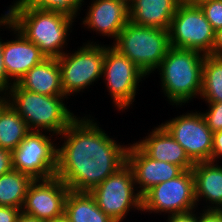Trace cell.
I'll use <instances>...</instances> for the list:
<instances>
[{
  "instance_id": "6da1fadb",
  "label": "cell",
  "mask_w": 222,
  "mask_h": 222,
  "mask_svg": "<svg viewBox=\"0 0 222 222\" xmlns=\"http://www.w3.org/2000/svg\"><path fill=\"white\" fill-rule=\"evenodd\" d=\"M55 176L74 192H91L126 163L128 146L117 144L91 118H76L61 134Z\"/></svg>"
},
{
  "instance_id": "7a4b0ae2",
  "label": "cell",
  "mask_w": 222,
  "mask_h": 222,
  "mask_svg": "<svg viewBox=\"0 0 222 222\" xmlns=\"http://www.w3.org/2000/svg\"><path fill=\"white\" fill-rule=\"evenodd\" d=\"M10 6L4 14L47 58H58L65 53L63 48L74 18L64 13L39 10L28 5Z\"/></svg>"
},
{
  "instance_id": "3957f363",
  "label": "cell",
  "mask_w": 222,
  "mask_h": 222,
  "mask_svg": "<svg viewBox=\"0 0 222 222\" xmlns=\"http://www.w3.org/2000/svg\"><path fill=\"white\" fill-rule=\"evenodd\" d=\"M205 54L170 46L158 66L165 96L177 106L201 94Z\"/></svg>"
},
{
  "instance_id": "277c9868",
  "label": "cell",
  "mask_w": 222,
  "mask_h": 222,
  "mask_svg": "<svg viewBox=\"0 0 222 222\" xmlns=\"http://www.w3.org/2000/svg\"><path fill=\"white\" fill-rule=\"evenodd\" d=\"M6 95L9 104L25 120L31 131L47 130L60 135L77 118L63 103L65 95H42L22 89L17 83Z\"/></svg>"
},
{
  "instance_id": "5b68a950",
  "label": "cell",
  "mask_w": 222,
  "mask_h": 222,
  "mask_svg": "<svg viewBox=\"0 0 222 222\" xmlns=\"http://www.w3.org/2000/svg\"><path fill=\"white\" fill-rule=\"evenodd\" d=\"M112 45L145 75L155 71L170 48L169 31L128 22Z\"/></svg>"
},
{
  "instance_id": "8992f818",
  "label": "cell",
  "mask_w": 222,
  "mask_h": 222,
  "mask_svg": "<svg viewBox=\"0 0 222 222\" xmlns=\"http://www.w3.org/2000/svg\"><path fill=\"white\" fill-rule=\"evenodd\" d=\"M132 168L127 162L91 192L98 207L115 222H122L130 209L142 211V196L135 193Z\"/></svg>"
},
{
  "instance_id": "52a82bcc",
  "label": "cell",
  "mask_w": 222,
  "mask_h": 222,
  "mask_svg": "<svg viewBox=\"0 0 222 222\" xmlns=\"http://www.w3.org/2000/svg\"><path fill=\"white\" fill-rule=\"evenodd\" d=\"M168 31L170 46L212 53L216 32L199 5L180 3Z\"/></svg>"
},
{
  "instance_id": "ba28073f",
  "label": "cell",
  "mask_w": 222,
  "mask_h": 222,
  "mask_svg": "<svg viewBox=\"0 0 222 222\" xmlns=\"http://www.w3.org/2000/svg\"><path fill=\"white\" fill-rule=\"evenodd\" d=\"M105 45L86 43L73 54L64 53L57 58L64 95L79 93L102 77Z\"/></svg>"
},
{
  "instance_id": "9c48e42d",
  "label": "cell",
  "mask_w": 222,
  "mask_h": 222,
  "mask_svg": "<svg viewBox=\"0 0 222 222\" xmlns=\"http://www.w3.org/2000/svg\"><path fill=\"white\" fill-rule=\"evenodd\" d=\"M195 187L193 171L184 170L177 177L153 186L142 196V211L186 213L195 210Z\"/></svg>"
},
{
  "instance_id": "30bf717a",
  "label": "cell",
  "mask_w": 222,
  "mask_h": 222,
  "mask_svg": "<svg viewBox=\"0 0 222 222\" xmlns=\"http://www.w3.org/2000/svg\"><path fill=\"white\" fill-rule=\"evenodd\" d=\"M42 131H30L20 145L12 151L14 170L30 175L35 179H48L55 176L57 167V147Z\"/></svg>"
},
{
  "instance_id": "8fae6325",
  "label": "cell",
  "mask_w": 222,
  "mask_h": 222,
  "mask_svg": "<svg viewBox=\"0 0 222 222\" xmlns=\"http://www.w3.org/2000/svg\"><path fill=\"white\" fill-rule=\"evenodd\" d=\"M102 75L115 107L121 111L134 102L137 85L146 75L113 46H105Z\"/></svg>"
},
{
  "instance_id": "7c38bea8",
  "label": "cell",
  "mask_w": 222,
  "mask_h": 222,
  "mask_svg": "<svg viewBox=\"0 0 222 222\" xmlns=\"http://www.w3.org/2000/svg\"><path fill=\"white\" fill-rule=\"evenodd\" d=\"M161 125L184 148L193 163L211 162L213 132L202 113L182 114Z\"/></svg>"
},
{
  "instance_id": "4fadbf2b",
  "label": "cell",
  "mask_w": 222,
  "mask_h": 222,
  "mask_svg": "<svg viewBox=\"0 0 222 222\" xmlns=\"http://www.w3.org/2000/svg\"><path fill=\"white\" fill-rule=\"evenodd\" d=\"M70 189L58 177L35 179L29 186L21 210L44 222L62 217Z\"/></svg>"
},
{
  "instance_id": "5bb4252c",
  "label": "cell",
  "mask_w": 222,
  "mask_h": 222,
  "mask_svg": "<svg viewBox=\"0 0 222 222\" xmlns=\"http://www.w3.org/2000/svg\"><path fill=\"white\" fill-rule=\"evenodd\" d=\"M2 25L11 28L16 34L15 40L4 42L3 57L7 74L17 83L32 67L43 62L47 57L33 42L29 41L5 14Z\"/></svg>"
},
{
  "instance_id": "9a60e30c",
  "label": "cell",
  "mask_w": 222,
  "mask_h": 222,
  "mask_svg": "<svg viewBox=\"0 0 222 222\" xmlns=\"http://www.w3.org/2000/svg\"><path fill=\"white\" fill-rule=\"evenodd\" d=\"M126 162L134 173L137 192L143 196L153 186L168 181L180 175L184 170L177 165L156 161L148 157L134 142L128 146Z\"/></svg>"
},
{
  "instance_id": "2e32d148",
  "label": "cell",
  "mask_w": 222,
  "mask_h": 222,
  "mask_svg": "<svg viewBox=\"0 0 222 222\" xmlns=\"http://www.w3.org/2000/svg\"><path fill=\"white\" fill-rule=\"evenodd\" d=\"M86 14L84 26L115 40L129 22V6L120 0H95Z\"/></svg>"
},
{
  "instance_id": "e0dca14e",
  "label": "cell",
  "mask_w": 222,
  "mask_h": 222,
  "mask_svg": "<svg viewBox=\"0 0 222 222\" xmlns=\"http://www.w3.org/2000/svg\"><path fill=\"white\" fill-rule=\"evenodd\" d=\"M145 139L135 144L150 158L156 161L168 162L190 170L194 163L186 154L184 148L162 126L158 125Z\"/></svg>"
},
{
  "instance_id": "ac0fdd59",
  "label": "cell",
  "mask_w": 222,
  "mask_h": 222,
  "mask_svg": "<svg viewBox=\"0 0 222 222\" xmlns=\"http://www.w3.org/2000/svg\"><path fill=\"white\" fill-rule=\"evenodd\" d=\"M180 0H133L129 4V21L140 26L169 30Z\"/></svg>"
},
{
  "instance_id": "d6986e66",
  "label": "cell",
  "mask_w": 222,
  "mask_h": 222,
  "mask_svg": "<svg viewBox=\"0 0 222 222\" xmlns=\"http://www.w3.org/2000/svg\"><path fill=\"white\" fill-rule=\"evenodd\" d=\"M17 84L22 89L42 95H64L57 58H46L32 67Z\"/></svg>"
},
{
  "instance_id": "ffe728a7",
  "label": "cell",
  "mask_w": 222,
  "mask_h": 222,
  "mask_svg": "<svg viewBox=\"0 0 222 222\" xmlns=\"http://www.w3.org/2000/svg\"><path fill=\"white\" fill-rule=\"evenodd\" d=\"M192 171L196 202L203 197L215 205H209L207 209L222 210V167L210 161L199 162L194 163Z\"/></svg>"
},
{
  "instance_id": "44dd1931",
  "label": "cell",
  "mask_w": 222,
  "mask_h": 222,
  "mask_svg": "<svg viewBox=\"0 0 222 222\" xmlns=\"http://www.w3.org/2000/svg\"><path fill=\"white\" fill-rule=\"evenodd\" d=\"M64 215L70 222H115L98 207L89 192L69 191Z\"/></svg>"
},
{
  "instance_id": "7402d4cb",
  "label": "cell",
  "mask_w": 222,
  "mask_h": 222,
  "mask_svg": "<svg viewBox=\"0 0 222 222\" xmlns=\"http://www.w3.org/2000/svg\"><path fill=\"white\" fill-rule=\"evenodd\" d=\"M34 179L12 169L0 176V206L22 209L28 188Z\"/></svg>"
},
{
  "instance_id": "603a6c76",
  "label": "cell",
  "mask_w": 222,
  "mask_h": 222,
  "mask_svg": "<svg viewBox=\"0 0 222 222\" xmlns=\"http://www.w3.org/2000/svg\"><path fill=\"white\" fill-rule=\"evenodd\" d=\"M31 130L9 104L0 115V148L15 150Z\"/></svg>"
},
{
  "instance_id": "cb8c5ba5",
  "label": "cell",
  "mask_w": 222,
  "mask_h": 222,
  "mask_svg": "<svg viewBox=\"0 0 222 222\" xmlns=\"http://www.w3.org/2000/svg\"><path fill=\"white\" fill-rule=\"evenodd\" d=\"M200 97L206 102H222V57L205 56Z\"/></svg>"
},
{
  "instance_id": "d4e9b609",
  "label": "cell",
  "mask_w": 222,
  "mask_h": 222,
  "mask_svg": "<svg viewBox=\"0 0 222 222\" xmlns=\"http://www.w3.org/2000/svg\"><path fill=\"white\" fill-rule=\"evenodd\" d=\"M82 2L84 0H17L13 5H28L39 10L60 12L75 18Z\"/></svg>"
},
{
  "instance_id": "484cf974",
  "label": "cell",
  "mask_w": 222,
  "mask_h": 222,
  "mask_svg": "<svg viewBox=\"0 0 222 222\" xmlns=\"http://www.w3.org/2000/svg\"><path fill=\"white\" fill-rule=\"evenodd\" d=\"M199 7L215 32L222 29V0H206Z\"/></svg>"
},
{
  "instance_id": "4316f807",
  "label": "cell",
  "mask_w": 222,
  "mask_h": 222,
  "mask_svg": "<svg viewBox=\"0 0 222 222\" xmlns=\"http://www.w3.org/2000/svg\"><path fill=\"white\" fill-rule=\"evenodd\" d=\"M209 110L202 113L212 132L222 130V102H207Z\"/></svg>"
},
{
  "instance_id": "83f0119b",
  "label": "cell",
  "mask_w": 222,
  "mask_h": 222,
  "mask_svg": "<svg viewBox=\"0 0 222 222\" xmlns=\"http://www.w3.org/2000/svg\"><path fill=\"white\" fill-rule=\"evenodd\" d=\"M0 25H2V16L0 17ZM1 40L2 39H0V95L4 94L6 96V93L9 92V90L11 89V87L15 83L12 82V80H10V78L7 74V70H6V67H5V64H4V57H3L4 42H2ZM4 91H5V93H4Z\"/></svg>"
},
{
  "instance_id": "f1b7e54d",
  "label": "cell",
  "mask_w": 222,
  "mask_h": 222,
  "mask_svg": "<svg viewBox=\"0 0 222 222\" xmlns=\"http://www.w3.org/2000/svg\"><path fill=\"white\" fill-rule=\"evenodd\" d=\"M12 169V151L0 148V176L10 172Z\"/></svg>"
},
{
  "instance_id": "f546056e",
  "label": "cell",
  "mask_w": 222,
  "mask_h": 222,
  "mask_svg": "<svg viewBox=\"0 0 222 222\" xmlns=\"http://www.w3.org/2000/svg\"><path fill=\"white\" fill-rule=\"evenodd\" d=\"M22 209L0 206V222H17Z\"/></svg>"
},
{
  "instance_id": "4dcf8cb0",
  "label": "cell",
  "mask_w": 222,
  "mask_h": 222,
  "mask_svg": "<svg viewBox=\"0 0 222 222\" xmlns=\"http://www.w3.org/2000/svg\"><path fill=\"white\" fill-rule=\"evenodd\" d=\"M222 156V130L213 132V148L211 154V162L217 161L216 159Z\"/></svg>"
},
{
  "instance_id": "1f68e13d",
  "label": "cell",
  "mask_w": 222,
  "mask_h": 222,
  "mask_svg": "<svg viewBox=\"0 0 222 222\" xmlns=\"http://www.w3.org/2000/svg\"><path fill=\"white\" fill-rule=\"evenodd\" d=\"M198 222H222V210L206 209L198 217Z\"/></svg>"
},
{
  "instance_id": "d6a6232c",
  "label": "cell",
  "mask_w": 222,
  "mask_h": 222,
  "mask_svg": "<svg viewBox=\"0 0 222 222\" xmlns=\"http://www.w3.org/2000/svg\"><path fill=\"white\" fill-rule=\"evenodd\" d=\"M195 210L186 212L168 215V222H198V216L194 214Z\"/></svg>"
},
{
  "instance_id": "836d02e7",
  "label": "cell",
  "mask_w": 222,
  "mask_h": 222,
  "mask_svg": "<svg viewBox=\"0 0 222 222\" xmlns=\"http://www.w3.org/2000/svg\"><path fill=\"white\" fill-rule=\"evenodd\" d=\"M210 55L222 57V29L215 33V43Z\"/></svg>"
},
{
  "instance_id": "e575fe53",
  "label": "cell",
  "mask_w": 222,
  "mask_h": 222,
  "mask_svg": "<svg viewBox=\"0 0 222 222\" xmlns=\"http://www.w3.org/2000/svg\"><path fill=\"white\" fill-rule=\"evenodd\" d=\"M17 222H44L43 220H39L36 217L30 216L25 214L21 211L20 215L18 216Z\"/></svg>"
},
{
  "instance_id": "d590c367",
  "label": "cell",
  "mask_w": 222,
  "mask_h": 222,
  "mask_svg": "<svg viewBox=\"0 0 222 222\" xmlns=\"http://www.w3.org/2000/svg\"><path fill=\"white\" fill-rule=\"evenodd\" d=\"M9 105L8 95L5 97L4 95L0 96V115L1 112Z\"/></svg>"
},
{
  "instance_id": "8d00e7d4",
  "label": "cell",
  "mask_w": 222,
  "mask_h": 222,
  "mask_svg": "<svg viewBox=\"0 0 222 222\" xmlns=\"http://www.w3.org/2000/svg\"><path fill=\"white\" fill-rule=\"evenodd\" d=\"M206 0H180V3L188 4V5H199L200 3Z\"/></svg>"
},
{
  "instance_id": "74e56055",
  "label": "cell",
  "mask_w": 222,
  "mask_h": 222,
  "mask_svg": "<svg viewBox=\"0 0 222 222\" xmlns=\"http://www.w3.org/2000/svg\"><path fill=\"white\" fill-rule=\"evenodd\" d=\"M46 222H70L65 215L62 217L56 218L54 220L46 221Z\"/></svg>"
},
{
  "instance_id": "f35d334b",
  "label": "cell",
  "mask_w": 222,
  "mask_h": 222,
  "mask_svg": "<svg viewBox=\"0 0 222 222\" xmlns=\"http://www.w3.org/2000/svg\"><path fill=\"white\" fill-rule=\"evenodd\" d=\"M120 1H124V2L129 6V4H130L133 0H120Z\"/></svg>"
}]
</instances>
